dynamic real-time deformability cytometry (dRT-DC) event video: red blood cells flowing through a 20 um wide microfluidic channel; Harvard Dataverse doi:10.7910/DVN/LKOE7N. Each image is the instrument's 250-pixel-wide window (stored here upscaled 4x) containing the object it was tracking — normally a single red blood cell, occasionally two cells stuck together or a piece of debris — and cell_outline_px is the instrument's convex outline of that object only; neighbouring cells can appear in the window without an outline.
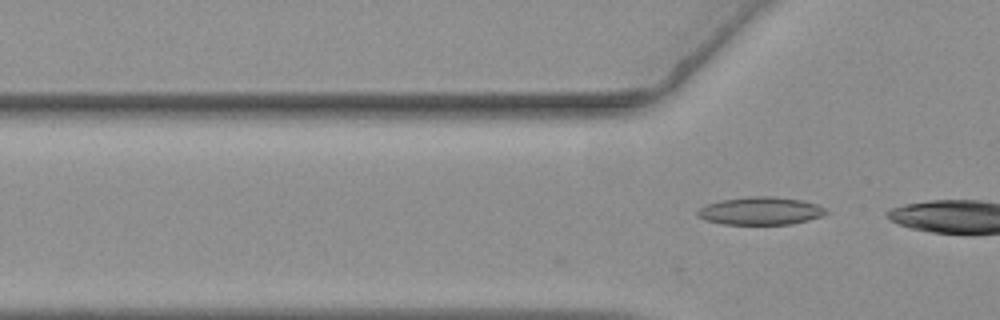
{"species": "common noctule bat (a hibernating species)", "species_latin": "Nyctalus noctula", "temperature_condition": "warm", "stored_images_in_passage": 14, "camera_frame_rate_fps": 3000, "um_per_image_px": 0.085, "animal": {"sex": "female", "body_mass_g": 19.3, "forearm_length_mm": 54.1}, "frame": {"image": 1, "passage_image": 14, "time_ms": 4.333, "image_size_px": [1000, 320], "cell_outline_px": [[828, 212], [820, 216], [808, 220], [792, 224], [724, 224], [704, 220], [696, 216], [696, 212], [700, 208], [708, 204], [720, 200], [748, 196], [772, 196], [804, 200], [816, 204], [824, 208]], "centroid_in_image_um": [64.62, 17.92], "position_along_channel_um": 61.2, "area_um2": 20.87}}